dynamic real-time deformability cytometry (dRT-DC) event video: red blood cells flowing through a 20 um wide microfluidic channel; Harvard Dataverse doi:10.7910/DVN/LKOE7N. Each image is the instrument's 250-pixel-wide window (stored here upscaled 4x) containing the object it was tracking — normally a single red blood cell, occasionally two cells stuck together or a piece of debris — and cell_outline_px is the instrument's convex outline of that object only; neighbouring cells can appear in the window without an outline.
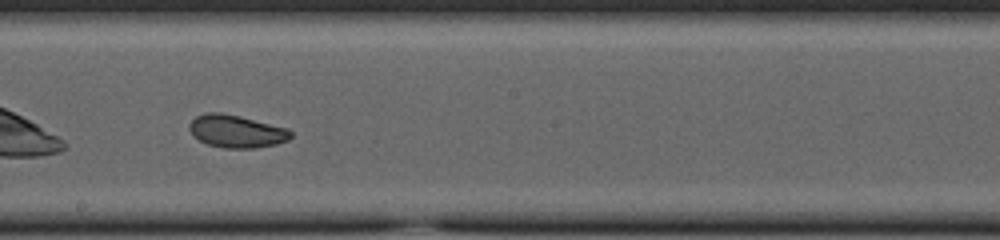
{"species": "common noctule bat (a hibernating species)", "species_latin": "Nyctalus noctula", "temperature_condition": "cold", "stored_images_in_passage": 34, "camera_frame_rate_fps": 3000, "um_per_image_px": 0.085, "animal": {"sex": "female", "body_mass_g": 23.0, "forearm_length_mm": 53.4}, "frame": {"image": 1, "passage_image": 15, "time_ms": 4.667, "image_size_px": [1000, 240], "cell_outline_px": [[292, 136], [288, 140], [276, 144], [256, 148], [224, 148], [208, 144], [200, 140], [188, 128], [188, 124], [196, 116], [208, 112], [220, 112], [240, 116], [288, 128], [292, 132]], "centroid_in_image_um": [20.12, 11.15], "position_along_channel_um": 228.1, "area_um2": 19.25}}
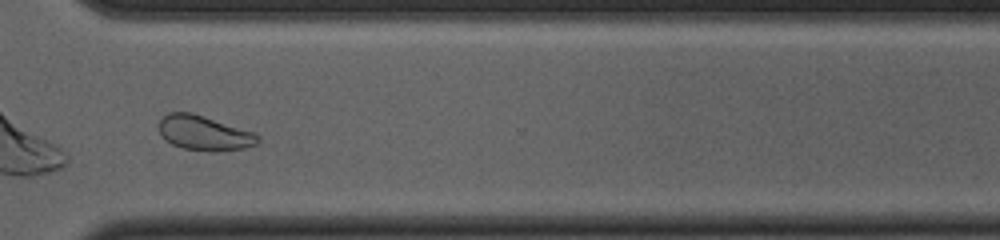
{"frame": {"image": 2, "passage_image": 25, "time_ms": 8.0, "image_size_px": [1000, 240], "cell_outline_px": [[260, 140], [256, 144], [244, 148], [208, 152], [184, 148], [172, 144], [160, 132], [156, 124], [168, 112], [192, 112], [256, 132], [260, 136]], "centroid_in_image_um": [17.38, 11.29], "position_along_channel_um": 353.2, "area_um2": 20.17}, "authors_computed_cell_mechanics": {"area_um2": 19.7676, "velocity_mm_per_s": 3.7451, "shape_relaxation_time_tau1_ms": 3.3733, "shape_relaxation_time_tau2_ms": 1.7289, "deformation_change_tau1": 0.0894, "deformation_change_tau2": 0.063}}